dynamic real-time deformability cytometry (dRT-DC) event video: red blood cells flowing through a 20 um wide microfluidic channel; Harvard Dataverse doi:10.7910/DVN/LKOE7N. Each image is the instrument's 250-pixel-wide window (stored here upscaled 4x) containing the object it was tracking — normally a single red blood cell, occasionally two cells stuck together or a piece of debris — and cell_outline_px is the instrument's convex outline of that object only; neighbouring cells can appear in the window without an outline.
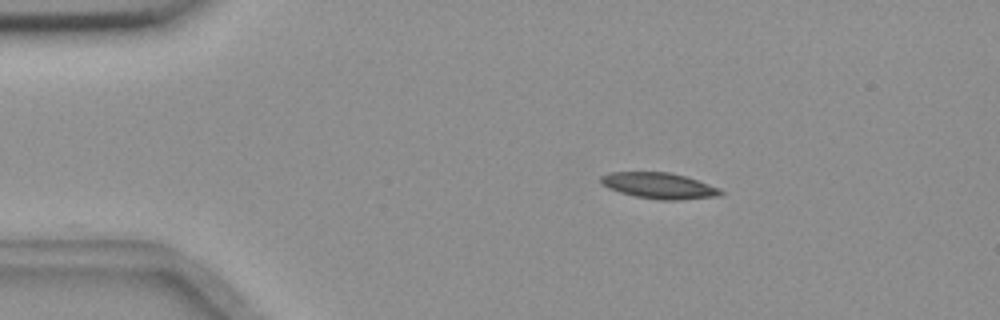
{"species": "common noctule bat (a hibernating species)", "species_latin": "Nyctalus noctula", "temperature_condition": "room temperature", "stored_images_in_passage": 4, "camera_frame_rate_fps": 3000, "um_per_image_px": 0.085, "animal": {"sex": "female", "body_mass_g": 18.4}, "frame": {"image": 1, "passage_image": 1, "time_ms": 0.0, "image_size_px": [1000, 320], "cell_outline_px": [[724, 192], [720, 196], [680, 200], [660, 200], [636, 196], [620, 192], [608, 188], [600, 184], [600, 176], [608, 172], [668, 172], [684, 176], [720, 188]], "centroid_in_image_um": [56.0, 15.78], "position_along_channel_um": 29.0, "area_um2": 18.15}}